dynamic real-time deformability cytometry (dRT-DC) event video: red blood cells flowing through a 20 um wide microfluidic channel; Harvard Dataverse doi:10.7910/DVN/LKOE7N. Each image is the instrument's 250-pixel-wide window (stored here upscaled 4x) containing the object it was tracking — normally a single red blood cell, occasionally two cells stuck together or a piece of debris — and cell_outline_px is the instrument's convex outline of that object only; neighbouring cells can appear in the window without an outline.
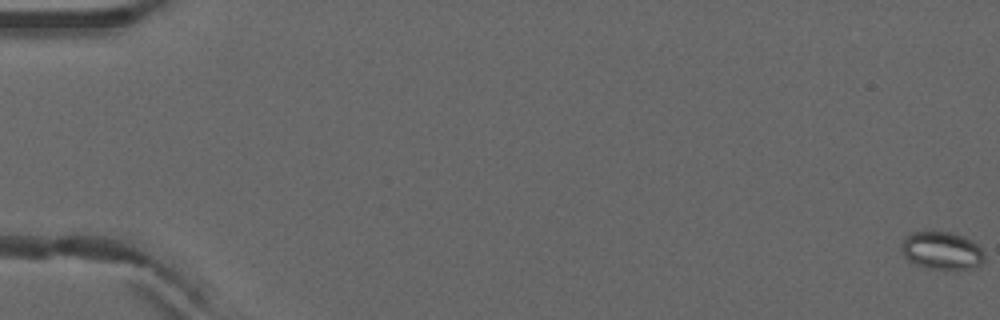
{"species": "common noctule bat (a hibernating species)", "species_latin": "Nyctalus noctula", "temperature_condition": "warm", "stored_images_in_passage": 5, "camera_frame_rate_fps": 3000, "um_per_image_px": 0.085, "animal": {"sex": "male", "forearm_length_mm": 52.5}, "frame": {"image": 1, "passage_image": 1, "time_ms": 0.0, "image_size_px": [1000, 320], "cell_outline_px": [[984, 260], [980, 264], [972, 268], [956, 272], [924, 268], [908, 260], [904, 256], [900, 248], [900, 244], [904, 236], [912, 232], [952, 232], [964, 236], [972, 240], [984, 252]], "centroid_in_image_um": [80.04, 21.34], "position_along_channel_um": 5.0, "area_um2": 18.96}}
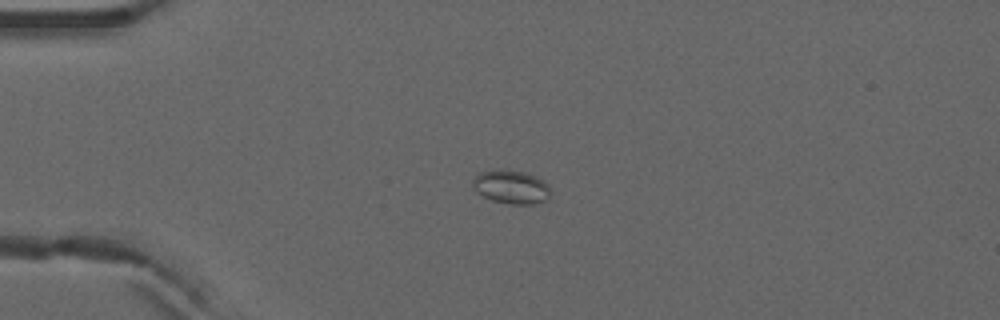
{"frame": {"image": 2, "passage_image": 4, "time_ms": 1.0, "image_size_px": [1000, 320], "cell_outline_px": [[552, 192], [548, 200], [532, 204], [508, 204], [492, 200], [476, 192], [472, 184], [472, 180], [480, 172], [496, 168], [500, 168], [528, 172], [544, 180], [548, 184]], "centroid_in_image_um": [43.48, 15.87], "position_along_channel_um": 41.5, "area_um2": 15.72}}